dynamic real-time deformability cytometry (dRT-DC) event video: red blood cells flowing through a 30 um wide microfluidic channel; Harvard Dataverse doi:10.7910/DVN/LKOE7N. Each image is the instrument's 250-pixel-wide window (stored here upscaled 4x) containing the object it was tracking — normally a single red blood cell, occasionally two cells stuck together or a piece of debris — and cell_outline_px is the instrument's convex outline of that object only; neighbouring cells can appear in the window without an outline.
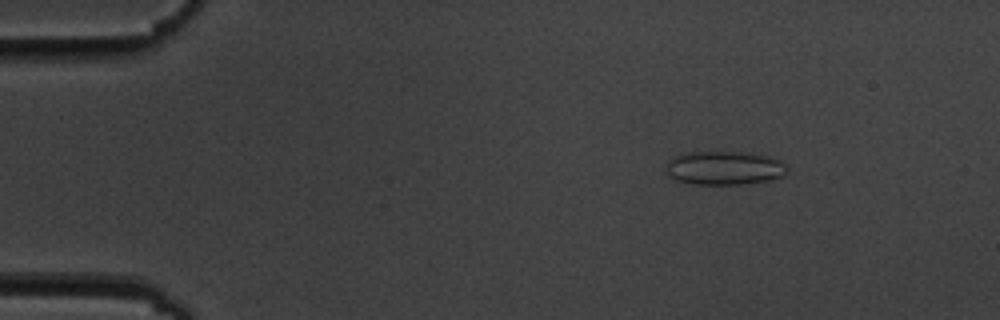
{"species": "common noctule bat (a hibernating species)", "species_latin": "Nyctalus noctula", "temperature_condition": "cold", "stored_images_in_passage": 5, "camera_frame_rate_fps": 3000, "um_per_image_px": 0.085, "animal": {"sex": "male", "body_mass_g": 19.5, "forearm_length_mm": 54.6}, "frame": {"image": 1, "passage_image": 3, "time_ms": 2.333, "image_size_px": [1000, 320], "cell_outline_px": [[788, 172], [780, 176], [768, 180], [744, 184], [692, 184], [676, 180], [664, 168], [668, 160], [672, 156], [680, 152], [740, 152], [768, 156], [780, 160], [788, 168]], "centroid_in_image_um": [61.52, 14.27], "position_along_channel_um": 23.5, "area_um2": 23.87}}
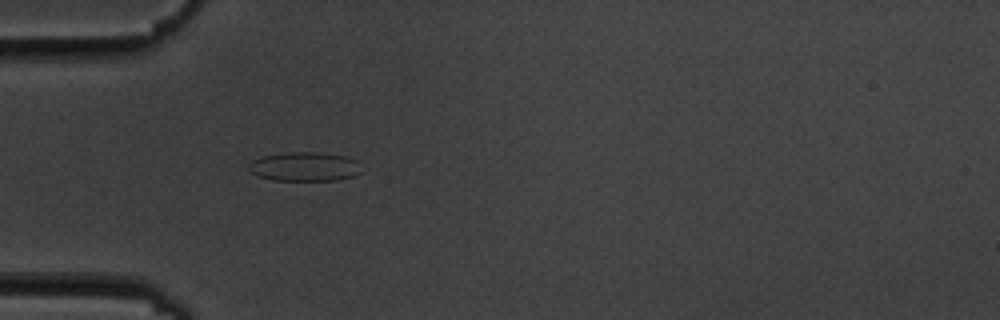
{"frame": {"image": 2, "passage_image": 5, "time_ms": 5.333, "image_size_px": [1000, 320], "cell_outline_px": [[360, 172], [352, 176], [336, 180], [272, 180], [260, 176], [252, 172], [248, 168], [248, 164], [252, 160], [260, 156], [288, 152], [316, 152], [344, 156], [356, 160]], "centroid_in_image_um": [25.84, 14.15], "position_along_channel_um": 59.2, "area_um2": 18.9}}